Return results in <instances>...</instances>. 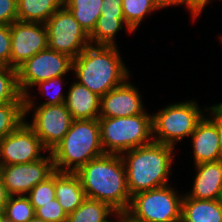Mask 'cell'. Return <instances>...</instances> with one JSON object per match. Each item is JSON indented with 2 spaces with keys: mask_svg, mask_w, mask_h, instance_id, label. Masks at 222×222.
I'll return each instance as SVG.
<instances>
[{
  "mask_svg": "<svg viewBox=\"0 0 222 222\" xmlns=\"http://www.w3.org/2000/svg\"><path fill=\"white\" fill-rule=\"evenodd\" d=\"M75 174L80 179L86 198L108 204L117 214L126 212L131 195L120 154L105 153L91 159Z\"/></svg>",
  "mask_w": 222,
  "mask_h": 222,
  "instance_id": "cell-1",
  "label": "cell"
},
{
  "mask_svg": "<svg viewBox=\"0 0 222 222\" xmlns=\"http://www.w3.org/2000/svg\"><path fill=\"white\" fill-rule=\"evenodd\" d=\"M72 70L78 82L100 98L129 77L116 46L88 45L73 59Z\"/></svg>",
  "mask_w": 222,
  "mask_h": 222,
  "instance_id": "cell-2",
  "label": "cell"
},
{
  "mask_svg": "<svg viewBox=\"0 0 222 222\" xmlns=\"http://www.w3.org/2000/svg\"><path fill=\"white\" fill-rule=\"evenodd\" d=\"M173 149V146L153 141L120 154L131 196L167 185Z\"/></svg>",
  "mask_w": 222,
  "mask_h": 222,
  "instance_id": "cell-3",
  "label": "cell"
},
{
  "mask_svg": "<svg viewBox=\"0 0 222 222\" xmlns=\"http://www.w3.org/2000/svg\"><path fill=\"white\" fill-rule=\"evenodd\" d=\"M50 152L56 171L72 173L91 159L105 154L98 118L73 120L69 131Z\"/></svg>",
  "mask_w": 222,
  "mask_h": 222,
  "instance_id": "cell-4",
  "label": "cell"
},
{
  "mask_svg": "<svg viewBox=\"0 0 222 222\" xmlns=\"http://www.w3.org/2000/svg\"><path fill=\"white\" fill-rule=\"evenodd\" d=\"M98 122L100 141L105 153L121 154L153 142L152 115L99 117Z\"/></svg>",
  "mask_w": 222,
  "mask_h": 222,
  "instance_id": "cell-5",
  "label": "cell"
},
{
  "mask_svg": "<svg viewBox=\"0 0 222 222\" xmlns=\"http://www.w3.org/2000/svg\"><path fill=\"white\" fill-rule=\"evenodd\" d=\"M182 198L168 185L131 196L126 222H175L181 220Z\"/></svg>",
  "mask_w": 222,
  "mask_h": 222,
  "instance_id": "cell-6",
  "label": "cell"
},
{
  "mask_svg": "<svg viewBox=\"0 0 222 222\" xmlns=\"http://www.w3.org/2000/svg\"><path fill=\"white\" fill-rule=\"evenodd\" d=\"M73 69V58L67 54L46 48L25 61L17 70V84L25 97V116L34 107L33 100L28 97V88L41 81L64 76Z\"/></svg>",
  "mask_w": 222,
  "mask_h": 222,
  "instance_id": "cell-7",
  "label": "cell"
},
{
  "mask_svg": "<svg viewBox=\"0 0 222 222\" xmlns=\"http://www.w3.org/2000/svg\"><path fill=\"white\" fill-rule=\"evenodd\" d=\"M203 117L194 101L166 106L152 115L153 141L175 147V142L192 134Z\"/></svg>",
  "mask_w": 222,
  "mask_h": 222,
  "instance_id": "cell-8",
  "label": "cell"
},
{
  "mask_svg": "<svg viewBox=\"0 0 222 222\" xmlns=\"http://www.w3.org/2000/svg\"><path fill=\"white\" fill-rule=\"evenodd\" d=\"M48 48L76 58L88 45L89 35L63 5L45 23Z\"/></svg>",
  "mask_w": 222,
  "mask_h": 222,
  "instance_id": "cell-9",
  "label": "cell"
},
{
  "mask_svg": "<svg viewBox=\"0 0 222 222\" xmlns=\"http://www.w3.org/2000/svg\"><path fill=\"white\" fill-rule=\"evenodd\" d=\"M53 157L41 158L24 164L0 166V177L10 196H25L40 182L49 178L55 172Z\"/></svg>",
  "mask_w": 222,
  "mask_h": 222,
  "instance_id": "cell-10",
  "label": "cell"
},
{
  "mask_svg": "<svg viewBox=\"0 0 222 222\" xmlns=\"http://www.w3.org/2000/svg\"><path fill=\"white\" fill-rule=\"evenodd\" d=\"M10 67L17 69L38 52L48 48V32L44 23L16 20L10 25Z\"/></svg>",
  "mask_w": 222,
  "mask_h": 222,
  "instance_id": "cell-11",
  "label": "cell"
},
{
  "mask_svg": "<svg viewBox=\"0 0 222 222\" xmlns=\"http://www.w3.org/2000/svg\"><path fill=\"white\" fill-rule=\"evenodd\" d=\"M41 150L47 151L36 133L24 121L0 140V166L38 161Z\"/></svg>",
  "mask_w": 222,
  "mask_h": 222,
  "instance_id": "cell-12",
  "label": "cell"
},
{
  "mask_svg": "<svg viewBox=\"0 0 222 222\" xmlns=\"http://www.w3.org/2000/svg\"><path fill=\"white\" fill-rule=\"evenodd\" d=\"M33 116L31 124H27L36 133L47 152L63 139L73 121L65 103L39 105Z\"/></svg>",
  "mask_w": 222,
  "mask_h": 222,
  "instance_id": "cell-13",
  "label": "cell"
},
{
  "mask_svg": "<svg viewBox=\"0 0 222 222\" xmlns=\"http://www.w3.org/2000/svg\"><path fill=\"white\" fill-rule=\"evenodd\" d=\"M147 114L139 91L126 80L100 98L99 117H131Z\"/></svg>",
  "mask_w": 222,
  "mask_h": 222,
  "instance_id": "cell-14",
  "label": "cell"
},
{
  "mask_svg": "<svg viewBox=\"0 0 222 222\" xmlns=\"http://www.w3.org/2000/svg\"><path fill=\"white\" fill-rule=\"evenodd\" d=\"M190 136L195 165L222 160L217 125L211 119L204 116Z\"/></svg>",
  "mask_w": 222,
  "mask_h": 222,
  "instance_id": "cell-15",
  "label": "cell"
},
{
  "mask_svg": "<svg viewBox=\"0 0 222 222\" xmlns=\"http://www.w3.org/2000/svg\"><path fill=\"white\" fill-rule=\"evenodd\" d=\"M197 173L189 198L222 200V160L195 165Z\"/></svg>",
  "mask_w": 222,
  "mask_h": 222,
  "instance_id": "cell-16",
  "label": "cell"
},
{
  "mask_svg": "<svg viewBox=\"0 0 222 222\" xmlns=\"http://www.w3.org/2000/svg\"><path fill=\"white\" fill-rule=\"evenodd\" d=\"M65 105L73 120L99 118L100 97L78 81L69 89Z\"/></svg>",
  "mask_w": 222,
  "mask_h": 222,
  "instance_id": "cell-17",
  "label": "cell"
},
{
  "mask_svg": "<svg viewBox=\"0 0 222 222\" xmlns=\"http://www.w3.org/2000/svg\"><path fill=\"white\" fill-rule=\"evenodd\" d=\"M55 196L67 215L86 199L79 177L72 172L55 171Z\"/></svg>",
  "mask_w": 222,
  "mask_h": 222,
  "instance_id": "cell-18",
  "label": "cell"
},
{
  "mask_svg": "<svg viewBox=\"0 0 222 222\" xmlns=\"http://www.w3.org/2000/svg\"><path fill=\"white\" fill-rule=\"evenodd\" d=\"M182 222H222V200L182 198Z\"/></svg>",
  "mask_w": 222,
  "mask_h": 222,
  "instance_id": "cell-19",
  "label": "cell"
},
{
  "mask_svg": "<svg viewBox=\"0 0 222 222\" xmlns=\"http://www.w3.org/2000/svg\"><path fill=\"white\" fill-rule=\"evenodd\" d=\"M63 5L64 0H17L18 20L45 24Z\"/></svg>",
  "mask_w": 222,
  "mask_h": 222,
  "instance_id": "cell-20",
  "label": "cell"
},
{
  "mask_svg": "<svg viewBox=\"0 0 222 222\" xmlns=\"http://www.w3.org/2000/svg\"><path fill=\"white\" fill-rule=\"evenodd\" d=\"M103 0H64V5L89 35L101 15Z\"/></svg>",
  "mask_w": 222,
  "mask_h": 222,
  "instance_id": "cell-21",
  "label": "cell"
},
{
  "mask_svg": "<svg viewBox=\"0 0 222 222\" xmlns=\"http://www.w3.org/2000/svg\"><path fill=\"white\" fill-rule=\"evenodd\" d=\"M116 214L108 204L86 198L82 204L67 217V222H111L109 215Z\"/></svg>",
  "mask_w": 222,
  "mask_h": 222,
  "instance_id": "cell-22",
  "label": "cell"
},
{
  "mask_svg": "<svg viewBox=\"0 0 222 222\" xmlns=\"http://www.w3.org/2000/svg\"><path fill=\"white\" fill-rule=\"evenodd\" d=\"M124 17L99 16L93 31L89 34L90 43L103 46H116L114 37L122 30Z\"/></svg>",
  "mask_w": 222,
  "mask_h": 222,
  "instance_id": "cell-23",
  "label": "cell"
},
{
  "mask_svg": "<svg viewBox=\"0 0 222 222\" xmlns=\"http://www.w3.org/2000/svg\"><path fill=\"white\" fill-rule=\"evenodd\" d=\"M157 9L153 0H122L126 29L131 33L134 32L144 19V16Z\"/></svg>",
  "mask_w": 222,
  "mask_h": 222,
  "instance_id": "cell-24",
  "label": "cell"
},
{
  "mask_svg": "<svg viewBox=\"0 0 222 222\" xmlns=\"http://www.w3.org/2000/svg\"><path fill=\"white\" fill-rule=\"evenodd\" d=\"M25 120V102H11L0 106V140L16 130Z\"/></svg>",
  "mask_w": 222,
  "mask_h": 222,
  "instance_id": "cell-25",
  "label": "cell"
},
{
  "mask_svg": "<svg viewBox=\"0 0 222 222\" xmlns=\"http://www.w3.org/2000/svg\"><path fill=\"white\" fill-rule=\"evenodd\" d=\"M11 102H25L17 84V70L0 65V106Z\"/></svg>",
  "mask_w": 222,
  "mask_h": 222,
  "instance_id": "cell-26",
  "label": "cell"
},
{
  "mask_svg": "<svg viewBox=\"0 0 222 222\" xmlns=\"http://www.w3.org/2000/svg\"><path fill=\"white\" fill-rule=\"evenodd\" d=\"M2 214L12 222H28L35 216V210L26 195L9 196Z\"/></svg>",
  "mask_w": 222,
  "mask_h": 222,
  "instance_id": "cell-27",
  "label": "cell"
},
{
  "mask_svg": "<svg viewBox=\"0 0 222 222\" xmlns=\"http://www.w3.org/2000/svg\"><path fill=\"white\" fill-rule=\"evenodd\" d=\"M36 211L40 204H47L56 198L55 196V172L46 180L33 187L26 195Z\"/></svg>",
  "mask_w": 222,
  "mask_h": 222,
  "instance_id": "cell-28",
  "label": "cell"
},
{
  "mask_svg": "<svg viewBox=\"0 0 222 222\" xmlns=\"http://www.w3.org/2000/svg\"><path fill=\"white\" fill-rule=\"evenodd\" d=\"M35 216L47 222H67L68 217L56 198L47 204H40Z\"/></svg>",
  "mask_w": 222,
  "mask_h": 222,
  "instance_id": "cell-29",
  "label": "cell"
},
{
  "mask_svg": "<svg viewBox=\"0 0 222 222\" xmlns=\"http://www.w3.org/2000/svg\"><path fill=\"white\" fill-rule=\"evenodd\" d=\"M62 77L63 76L51 78L49 80L41 81L38 84H36L38 86V88H41V92L42 91H43V93L45 92L44 94H46L48 97L50 96L49 95L50 93L48 92V91L51 92L50 89H52L54 92V93L52 92L53 94L51 93V96H50L51 98H49L48 101L42 103L41 105H55V104L65 103L66 96H64V94H62V92H61L62 81H63ZM46 92H48V93H46Z\"/></svg>",
  "mask_w": 222,
  "mask_h": 222,
  "instance_id": "cell-30",
  "label": "cell"
},
{
  "mask_svg": "<svg viewBox=\"0 0 222 222\" xmlns=\"http://www.w3.org/2000/svg\"><path fill=\"white\" fill-rule=\"evenodd\" d=\"M11 35L10 25L0 24V65L10 67Z\"/></svg>",
  "mask_w": 222,
  "mask_h": 222,
  "instance_id": "cell-31",
  "label": "cell"
},
{
  "mask_svg": "<svg viewBox=\"0 0 222 222\" xmlns=\"http://www.w3.org/2000/svg\"><path fill=\"white\" fill-rule=\"evenodd\" d=\"M16 20L17 0H0V24L11 25Z\"/></svg>",
  "mask_w": 222,
  "mask_h": 222,
  "instance_id": "cell-32",
  "label": "cell"
},
{
  "mask_svg": "<svg viewBox=\"0 0 222 222\" xmlns=\"http://www.w3.org/2000/svg\"><path fill=\"white\" fill-rule=\"evenodd\" d=\"M100 16L124 17L122 0H103Z\"/></svg>",
  "mask_w": 222,
  "mask_h": 222,
  "instance_id": "cell-33",
  "label": "cell"
},
{
  "mask_svg": "<svg viewBox=\"0 0 222 222\" xmlns=\"http://www.w3.org/2000/svg\"><path fill=\"white\" fill-rule=\"evenodd\" d=\"M156 7L158 9L167 7V6H172V5H181V4H186L188 8L190 9L191 14H193V18L198 17L200 12L188 1V0H153Z\"/></svg>",
  "mask_w": 222,
  "mask_h": 222,
  "instance_id": "cell-34",
  "label": "cell"
},
{
  "mask_svg": "<svg viewBox=\"0 0 222 222\" xmlns=\"http://www.w3.org/2000/svg\"><path fill=\"white\" fill-rule=\"evenodd\" d=\"M211 110L210 115H213V117L210 119L217 125L218 135H219V147L222 157V114L214 107L209 108Z\"/></svg>",
  "mask_w": 222,
  "mask_h": 222,
  "instance_id": "cell-35",
  "label": "cell"
},
{
  "mask_svg": "<svg viewBox=\"0 0 222 222\" xmlns=\"http://www.w3.org/2000/svg\"><path fill=\"white\" fill-rule=\"evenodd\" d=\"M9 194L7 192V189L5 188L2 179L0 177V213L3 212L4 206L8 201Z\"/></svg>",
  "mask_w": 222,
  "mask_h": 222,
  "instance_id": "cell-36",
  "label": "cell"
},
{
  "mask_svg": "<svg viewBox=\"0 0 222 222\" xmlns=\"http://www.w3.org/2000/svg\"><path fill=\"white\" fill-rule=\"evenodd\" d=\"M200 13L204 10L206 4L210 2V0H188Z\"/></svg>",
  "mask_w": 222,
  "mask_h": 222,
  "instance_id": "cell-37",
  "label": "cell"
},
{
  "mask_svg": "<svg viewBox=\"0 0 222 222\" xmlns=\"http://www.w3.org/2000/svg\"><path fill=\"white\" fill-rule=\"evenodd\" d=\"M28 222H47L44 221L43 219L37 218L36 216H34L31 220H29Z\"/></svg>",
  "mask_w": 222,
  "mask_h": 222,
  "instance_id": "cell-38",
  "label": "cell"
},
{
  "mask_svg": "<svg viewBox=\"0 0 222 222\" xmlns=\"http://www.w3.org/2000/svg\"><path fill=\"white\" fill-rule=\"evenodd\" d=\"M118 216V222H126L124 214H117Z\"/></svg>",
  "mask_w": 222,
  "mask_h": 222,
  "instance_id": "cell-39",
  "label": "cell"
},
{
  "mask_svg": "<svg viewBox=\"0 0 222 222\" xmlns=\"http://www.w3.org/2000/svg\"><path fill=\"white\" fill-rule=\"evenodd\" d=\"M214 107L222 114V102L214 105Z\"/></svg>",
  "mask_w": 222,
  "mask_h": 222,
  "instance_id": "cell-40",
  "label": "cell"
},
{
  "mask_svg": "<svg viewBox=\"0 0 222 222\" xmlns=\"http://www.w3.org/2000/svg\"><path fill=\"white\" fill-rule=\"evenodd\" d=\"M0 222H12V221L6 219L5 217H2Z\"/></svg>",
  "mask_w": 222,
  "mask_h": 222,
  "instance_id": "cell-41",
  "label": "cell"
},
{
  "mask_svg": "<svg viewBox=\"0 0 222 222\" xmlns=\"http://www.w3.org/2000/svg\"><path fill=\"white\" fill-rule=\"evenodd\" d=\"M3 217V214L2 213H0V221H1V218Z\"/></svg>",
  "mask_w": 222,
  "mask_h": 222,
  "instance_id": "cell-42",
  "label": "cell"
}]
</instances>
